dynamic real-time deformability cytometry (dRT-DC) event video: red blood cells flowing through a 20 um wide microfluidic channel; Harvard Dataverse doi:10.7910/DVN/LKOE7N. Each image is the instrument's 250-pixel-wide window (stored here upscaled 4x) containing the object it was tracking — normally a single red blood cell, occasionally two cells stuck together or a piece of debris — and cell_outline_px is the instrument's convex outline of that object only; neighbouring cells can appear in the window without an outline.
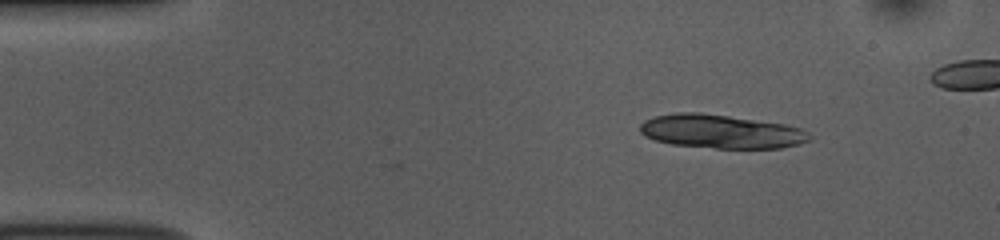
{"species": "common noctule bat (a hibernating species)", "species_latin": "Nyctalus noctula", "temperature_condition": "room temperature", "stored_images_in_passage": 4, "camera_frame_rate_fps": 3000, "um_per_image_px": 0.085, "animal": {"sex": "female", "body_mass_g": 10.0, "forearm_length_mm": 53.1}, "frame": {"image": 1, "passage_image": 4, "time_ms": 1.0, "image_size_px": [1000, 240], "cell_outline_px": [[812, 140], [800, 144], [780, 148], [716, 148], [672, 144], [656, 140], [644, 136], [640, 132], [640, 124], [644, 120], [656, 116], [676, 112], [700, 112], [784, 124], [800, 128], [808, 132], [812, 136]], "centroid_in_image_um": [61.3, 11.18], "position_along_channel_um": 23.7, "area_um2": 33.29}}